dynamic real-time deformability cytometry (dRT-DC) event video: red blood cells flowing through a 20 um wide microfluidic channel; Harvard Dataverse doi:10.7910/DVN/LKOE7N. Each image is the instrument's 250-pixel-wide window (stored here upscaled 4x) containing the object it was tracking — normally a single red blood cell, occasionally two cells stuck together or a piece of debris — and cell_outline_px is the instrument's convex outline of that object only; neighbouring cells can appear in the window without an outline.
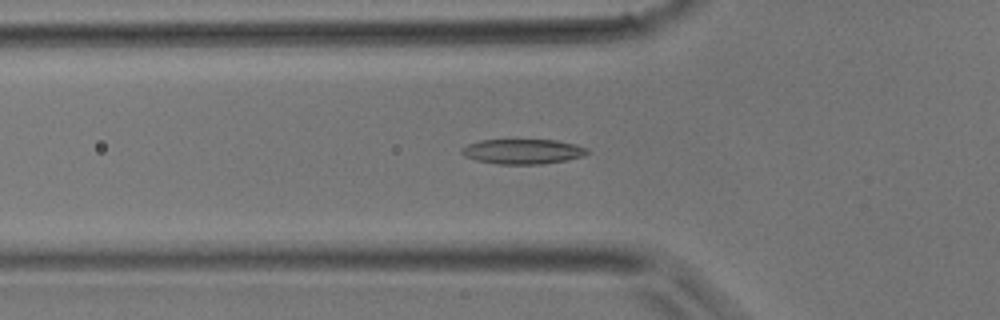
{"species": "common noctule bat (a hibernating species)", "species_latin": "Nyctalus noctula", "temperature_condition": "room temperature", "stored_images_in_passage": 41, "camera_frame_rate_fps": 3000, "um_per_image_px": 0.085, "animal": {"sex": "male", "body_mass_g": 17.9}, "frame": {"image": 1, "passage_image": 14, "time_ms": 4.333, "image_size_px": [1000, 320], "cell_outline_px": [[592, 152], [584, 156], [564, 160], [540, 164], [500, 164], [476, 160], [464, 156], [460, 152], [460, 148], [468, 144], [480, 140], [556, 140], [576, 144], [588, 148]], "centroid_in_image_um": [44.45, 12.87], "position_along_channel_um": 81.3, "area_um2": 18.32}}
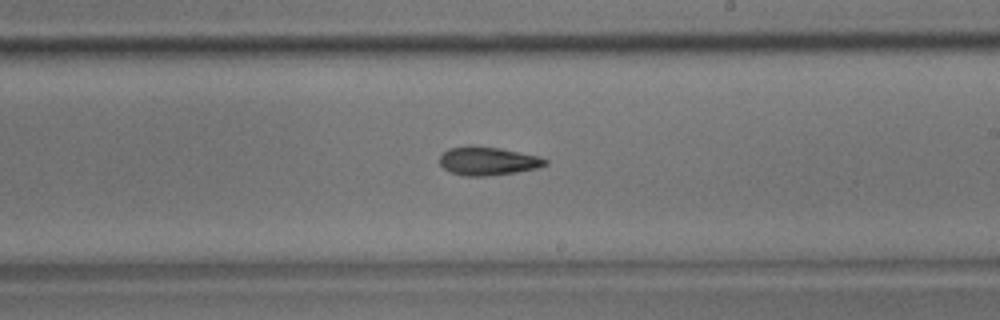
{"frame": {"image": 2, "passage_image": 24, "time_ms": 7.667, "image_size_px": [1000, 320], "cell_outline_px": [[548, 164], [540, 168], [516, 172], [488, 176], [464, 176], [452, 172], [444, 168], [440, 164], [440, 156], [448, 148], [472, 144], [500, 148], [540, 156], [548, 160]], "centroid_in_image_um": [41.5, 13.67], "position_along_channel_um": 247.5, "area_um2": 17.8}}
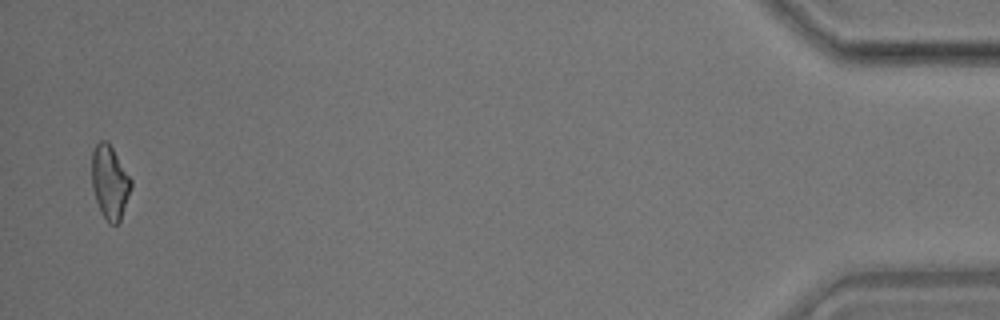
{"frame": {"image": 3, "passage_image": 40, "time_ms": 13.0, "image_size_px": [1000, 320], "cell_outline_px": [[132, 188], [120, 220], [116, 224], [108, 224], [100, 212], [92, 188], [92, 152], [96, 144], [100, 140], [108, 140], [132, 180]], "centroid_in_image_um": [9.33, 15.48], "position_along_channel_um": 425.9, "area_um2": 16.99}}